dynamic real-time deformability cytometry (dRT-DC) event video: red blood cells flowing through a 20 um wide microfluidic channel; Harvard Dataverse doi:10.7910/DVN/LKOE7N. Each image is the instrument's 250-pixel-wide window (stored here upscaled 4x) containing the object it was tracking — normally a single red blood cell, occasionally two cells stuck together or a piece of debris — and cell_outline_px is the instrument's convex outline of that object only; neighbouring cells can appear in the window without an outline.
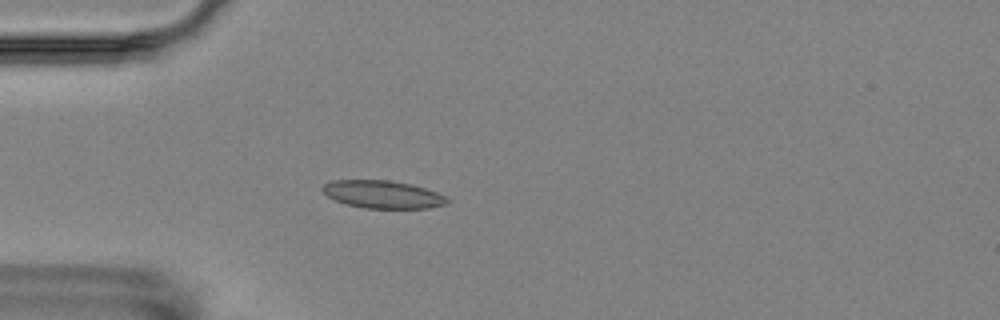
{"species": "Egyptian fruit bat (a non-hibernating species)", "species_latin": "Rousettus aegyptiacus", "temperature_condition": "room temperature", "stored_images_in_passage": 5, "camera_frame_rate_fps": 3000, "um_per_image_px": 0.085, "animal": {"sex": "female"}, "frame": {"image": 1, "passage_image": 4, "time_ms": 4.333, "image_size_px": [1000, 320], "cell_outline_px": [[452, 200], [448, 204], [428, 208], [364, 208], [344, 204], [328, 196], [320, 188], [324, 184], [332, 180], [388, 180], [412, 184], [448, 196]], "centroid_in_image_um": [32.57, 16.53], "position_along_channel_um": 52.4, "area_um2": 20.35}}